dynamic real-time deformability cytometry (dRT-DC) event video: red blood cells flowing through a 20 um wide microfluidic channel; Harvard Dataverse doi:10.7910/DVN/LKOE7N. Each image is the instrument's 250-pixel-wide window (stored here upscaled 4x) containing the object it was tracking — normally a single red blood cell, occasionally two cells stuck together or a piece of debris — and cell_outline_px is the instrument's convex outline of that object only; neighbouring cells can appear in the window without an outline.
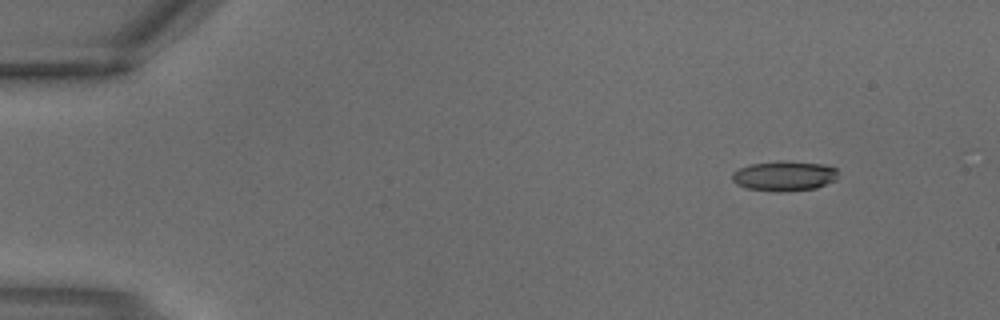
{"species": "common noctule bat (a hibernating species)", "species_latin": "Nyctalus noctula", "temperature_condition": "warm", "stored_images_in_passage": 4, "camera_frame_rate_fps": 3000, "um_per_image_px": 0.085, "animal": {"sex": "male", "body_mass_g": 18.8}, "frame": {"image": 1, "passage_image": 2, "time_ms": 0.333, "image_size_px": [1000, 320], "cell_outline_px": [[836, 180], [816, 188], [784, 192], [776, 192], [748, 188], [736, 184], [732, 180], [732, 172], [740, 168], [752, 164], [780, 160], [788, 160], [824, 164], [836, 168]], "centroid_in_image_um": [66.66, 14.95], "position_along_channel_um": 18.3, "area_um2": 18.67}}
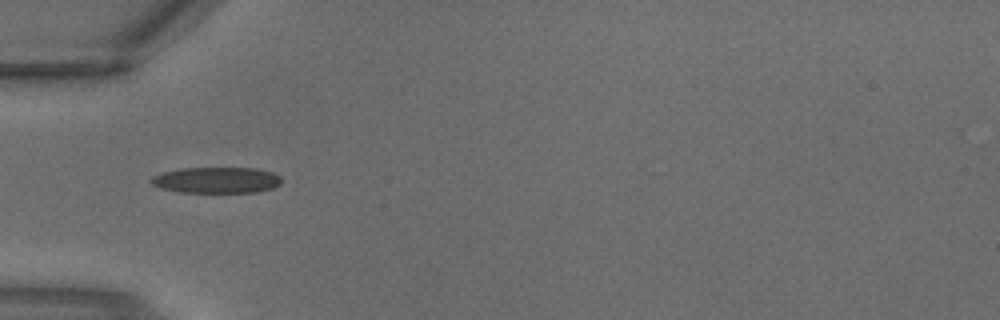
{"frame": {"image": 2, "passage_image": 4, "time_ms": 1.0, "image_size_px": [1000, 320], "cell_outline_px": [[280, 184], [272, 188], [256, 192], [180, 192], [160, 188], [152, 184], [148, 180], [152, 176], [160, 172], [180, 168], [256, 168], [272, 172], [280, 176]], "centroid_in_image_um": [18.35, 15.3], "position_along_channel_um": 66.7, "area_um2": 19.88}}